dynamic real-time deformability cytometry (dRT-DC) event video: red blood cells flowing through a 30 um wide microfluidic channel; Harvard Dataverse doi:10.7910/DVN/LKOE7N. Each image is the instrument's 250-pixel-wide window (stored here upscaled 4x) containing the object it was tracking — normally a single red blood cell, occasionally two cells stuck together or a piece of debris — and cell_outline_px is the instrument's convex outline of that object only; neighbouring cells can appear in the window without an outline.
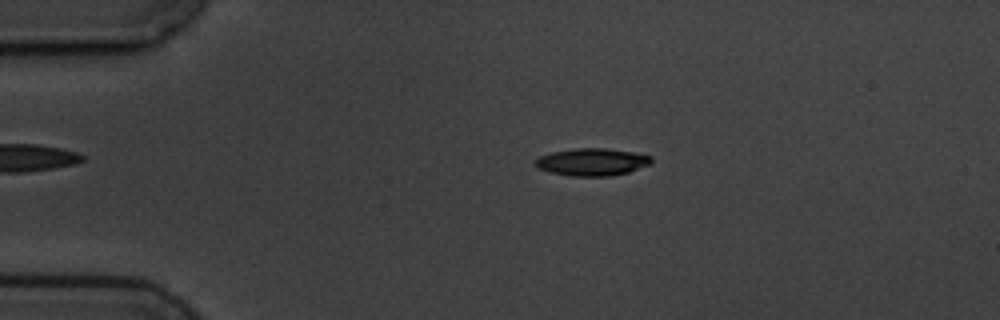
{"species": "common noctule bat (a hibernating species)", "species_latin": "Nyctalus noctula", "temperature_condition": "cold", "stored_images_in_passage": 4, "camera_frame_rate_fps": 3000, "um_per_image_px": 0.085, "animal": {"sex": "male", "body_mass_g": 19.5, "forearm_length_mm": 54.6}, "frame": {"image": 1, "passage_image": 3, "time_ms": 2.333, "image_size_px": [1000, 320], "cell_outline_px": [[652, 164], [628, 172], [612, 176], [572, 176], [552, 172], [536, 168], [536, 160], [540, 156], [552, 152], [576, 148], [604, 148], [632, 152], [652, 156]], "centroid_in_image_um": [50.36, 13.77], "position_along_channel_um": 34.6, "area_um2": 18.44}}